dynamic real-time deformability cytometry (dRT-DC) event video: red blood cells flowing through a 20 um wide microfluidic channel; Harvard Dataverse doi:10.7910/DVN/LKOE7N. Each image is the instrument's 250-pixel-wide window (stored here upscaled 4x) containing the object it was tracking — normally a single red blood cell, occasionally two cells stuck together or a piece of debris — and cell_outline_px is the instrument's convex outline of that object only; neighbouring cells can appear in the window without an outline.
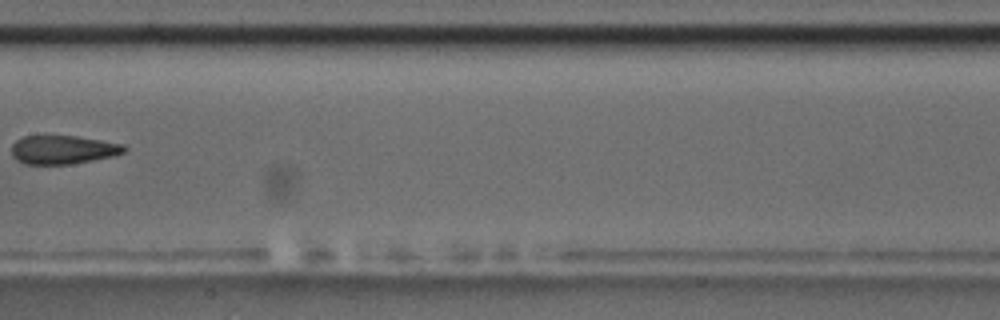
{"species": "common noctule bat (a hibernating species)", "species_latin": "Nyctalus noctula", "temperature_condition": "room temperature", "stored_images_in_passage": 10, "camera_frame_rate_fps": 3000, "um_per_image_px": 0.085, "animal": {"sex": "male", "body_mass_g": 17.5, "forearm_length_mm": 52.3}, "frame": {"image": 1, "passage_image": 9, "time_ms": 9.333, "image_size_px": [1000, 320], "cell_outline_px": [[128, 148], [124, 152], [112, 156], [92, 160], [68, 164], [24, 164], [16, 160], [12, 156], [12, 144], [16, 140], [24, 136], [76, 136], [124, 144]], "centroid_in_image_um": [5.33, 12.72], "position_along_channel_um": 202.1, "area_um2": 18.73}}